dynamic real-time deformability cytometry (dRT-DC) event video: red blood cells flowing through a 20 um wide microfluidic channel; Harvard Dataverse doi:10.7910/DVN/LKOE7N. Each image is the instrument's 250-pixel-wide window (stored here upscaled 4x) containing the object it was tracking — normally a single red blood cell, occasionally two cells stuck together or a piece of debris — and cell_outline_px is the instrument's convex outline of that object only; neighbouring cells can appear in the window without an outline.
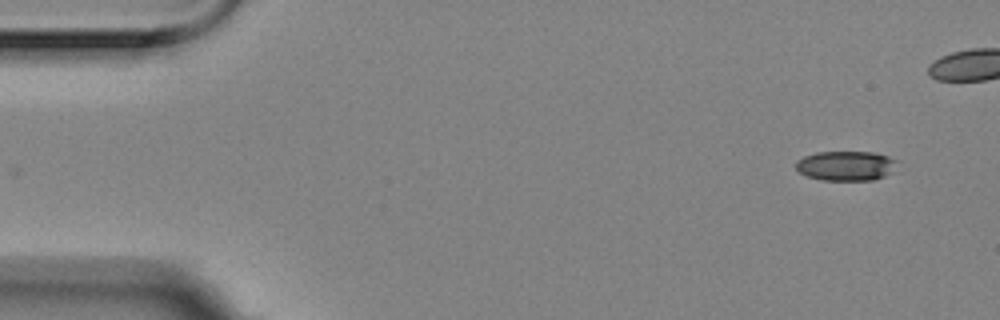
{"species": "Egyptian fruit bat (a non-hibernating species)", "species_latin": "Rousettus aegyptiacus", "temperature_condition": "room temperature", "stored_images_in_passage": 10, "camera_frame_rate_fps": 3000, "um_per_image_px": 0.085, "animal": {"sex": "female"}, "frame": {"image": 1, "passage_image": 1, "time_ms": 0.0, "image_size_px": [1000, 320], "cell_outline_px": [[900, 160], [892, 172], [884, 176], [872, 180], [820, 180], [808, 176], [800, 172], [796, 168], [796, 160], [804, 156], [816, 152], [872, 152], [888, 156]], "centroid_in_image_um": [71.93, 14.08], "position_along_channel_um": 13.1, "area_um2": 17.63}}
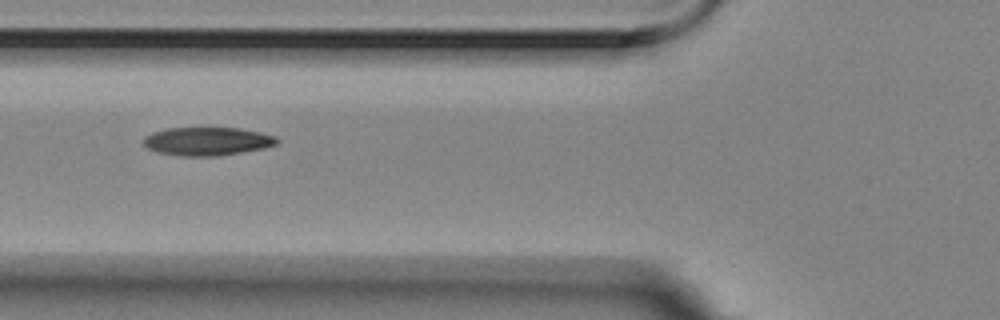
{"frame": {"image": 2, "passage_image": 7, "time_ms": 2.0, "image_size_px": [1000, 320], "cell_outline_px": [[280, 140], [276, 144], [264, 148], [220, 156], [180, 156], [156, 152], [148, 148], [144, 144], [144, 136], [152, 132], [168, 128], [240, 128], [260, 132], [276, 136]], "centroid_in_image_um": [17.62, 12.01], "position_along_channel_um": 108.2, "area_um2": 22.14}}
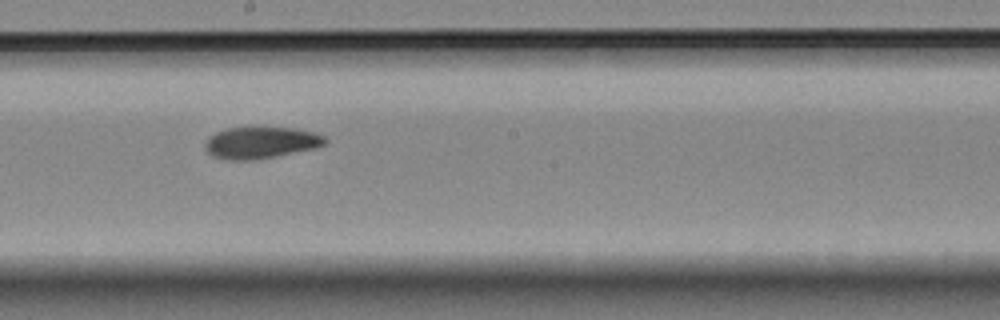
{"frame": {"image": 3, "passage_image": 10, "time_ms": 3.0, "image_size_px": [1000, 320], "cell_outline_px": [[328, 140], [324, 144], [316, 148], [276, 156], [252, 160], [224, 160], [212, 156], [204, 148], [204, 144], [208, 136], [216, 132], [228, 128], [292, 128], [312, 132], [324, 136]], "centroid_in_image_um": [22.13, 12.14], "position_along_channel_um": 226.1, "area_um2": 22.08}}